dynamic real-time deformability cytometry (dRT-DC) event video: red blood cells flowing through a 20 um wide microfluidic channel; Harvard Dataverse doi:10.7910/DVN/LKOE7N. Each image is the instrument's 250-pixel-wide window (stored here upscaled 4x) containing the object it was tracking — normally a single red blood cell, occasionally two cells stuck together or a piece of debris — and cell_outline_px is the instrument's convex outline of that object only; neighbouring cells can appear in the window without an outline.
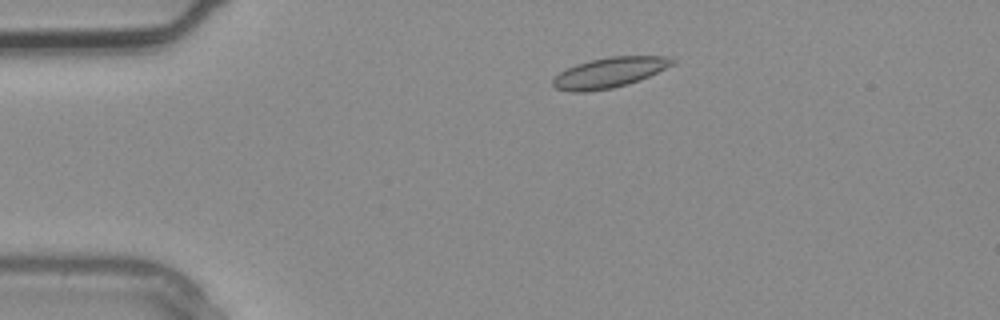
{"species": "common noctule bat (a hibernating species)", "species_latin": "Nyctalus noctula", "temperature_condition": "warm", "stored_images_in_passage": 3, "camera_frame_rate_fps": 3000, "um_per_image_px": 0.085, "animal": {"sex": "male", "body_mass_g": 20.4}, "frame": {"image": 1, "passage_image": 2, "time_ms": 0.333, "image_size_px": [1000, 320], "cell_outline_px": [[676, 64], [640, 80], [628, 84], [612, 88], [588, 92], [572, 92], [556, 88], [552, 84], [552, 80], [560, 72], [576, 64], [588, 60], [608, 56], [672, 56], [676, 60]], "centroid_in_image_um": [51.85, 6.16], "position_along_channel_um": 33.2, "area_um2": 21.33}}